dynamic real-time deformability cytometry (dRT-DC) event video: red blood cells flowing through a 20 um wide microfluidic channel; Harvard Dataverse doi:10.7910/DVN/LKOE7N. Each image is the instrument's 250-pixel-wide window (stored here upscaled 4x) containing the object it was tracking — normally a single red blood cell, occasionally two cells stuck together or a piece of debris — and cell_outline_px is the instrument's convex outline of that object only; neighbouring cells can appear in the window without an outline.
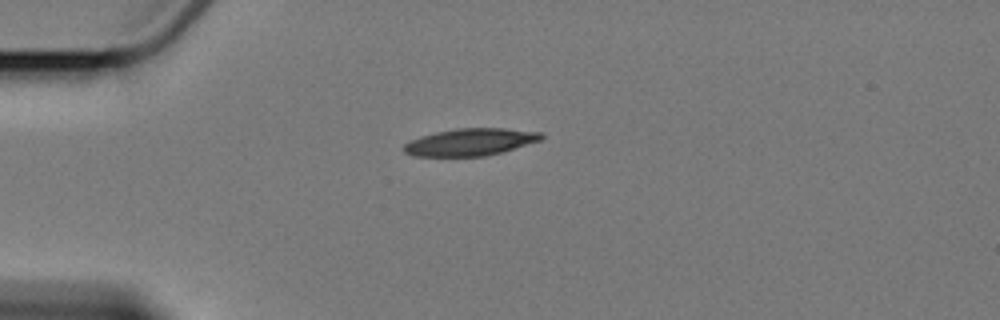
{"species": "Egyptian fruit bat (a non-hibernating species)", "species_latin": "Rousettus aegyptiacus", "temperature_condition": "cold", "stored_images_in_passage": 4, "camera_frame_rate_fps": 3000, "um_per_image_px": 0.085, "animal": {"sex": "female"}, "frame": {"image": 1, "passage_image": 1, "time_ms": 0.0, "image_size_px": [1000, 320], "cell_outline_px": [[544, 136], [540, 140], [500, 152], [484, 156], [412, 156], [404, 152], [404, 144], [420, 136], [436, 132], [456, 128], [504, 128], [544, 132]], "centroid_in_image_um": [39.97, 12.06], "position_along_channel_um": 45.0, "area_um2": 21.62}}
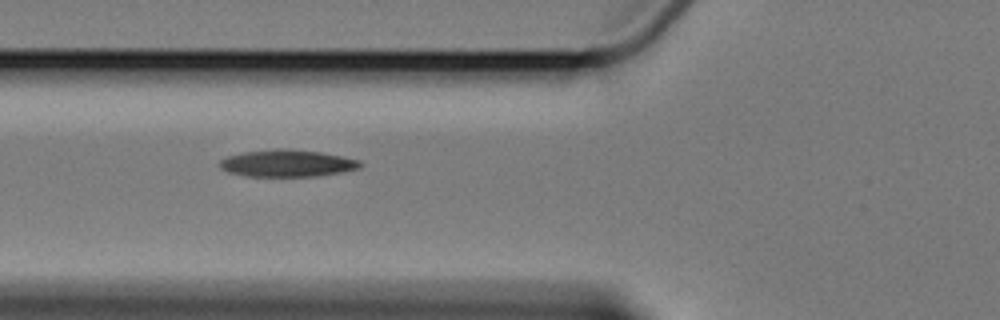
{"frame": {"image": 2, "passage_image": 3, "time_ms": 2.333, "image_size_px": [1000, 320], "cell_outline_px": [[364, 164], [360, 168], [344, 172], [320, 176], [244, 176], [228, 172], [220, 168], [220, 160], [228, 156], [244, 152], [276, 148], [280, 148], [320, 152], [360, 160]], "centroid_in_image_um": [24.44, 13.88], "position_along_channel_um": 101.4, "area_um2": 22.2}}
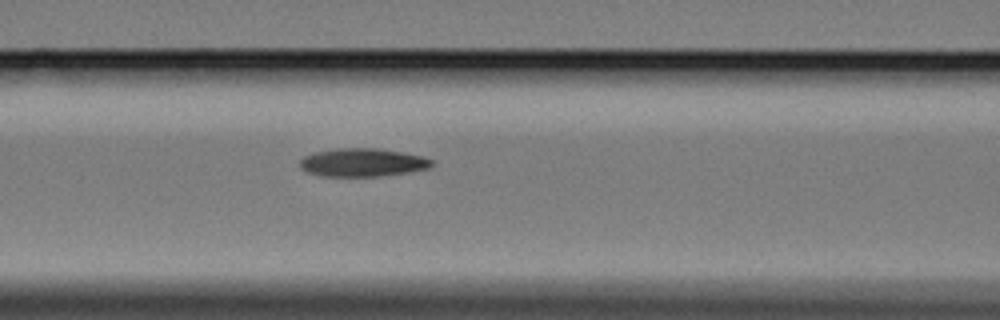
{"frame": {"image": 3, "passage_image": 4, "time_ms": 3.333, "image_size_px": [1000, 320], "cell_outline_px": [[436, 164], [428, 168], [408, 172], [376, 176], [320, 176], [308, 172], [300, 168], [300, 160], [304, 156], [316, 152], [340, 148], [376, 148], [404, 152], [424, 156], [436, 160]], "centroid_in_image_um": [30.88, 13.8], "position_along_channel_um": 135.7, "area_um2": 21.79}}